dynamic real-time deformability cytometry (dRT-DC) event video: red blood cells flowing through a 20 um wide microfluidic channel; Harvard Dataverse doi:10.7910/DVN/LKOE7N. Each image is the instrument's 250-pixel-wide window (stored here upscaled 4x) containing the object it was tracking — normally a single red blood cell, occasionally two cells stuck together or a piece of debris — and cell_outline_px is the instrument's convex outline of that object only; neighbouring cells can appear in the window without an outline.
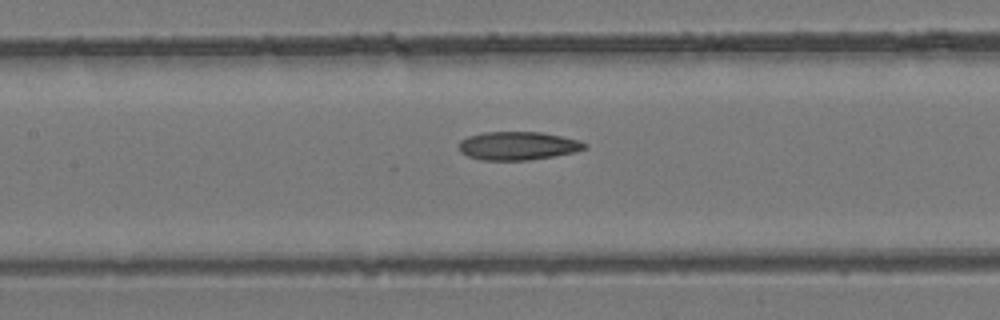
{"species": "common noctule bat (a hibernating species)", "species_latin": "Nyctalus noctula", "temperature_condition": "room temperature", "stored_images_in_passage": 18, "camera_frame_rate_fps": 3000, "um_per_image_px": 0.085, "animal": {"sex": "female", "body_mass_g": 24.6, "forearm_length_mm": 56.2}, "frame": {"image": 1, "passage_image": 16, "time_ms": 5.0, "image_size_px": [1000, 320], "cell_outline_px": [[588, 148], [576, 152], [528, 160], [480, 160], [468, 156], [460, 152], [460, 140], [468, 136], [484, 132], [544, 132], [580, 140], [588, 144]], "centroid_in_image_um": [44.06, 12.39], "position_along_channel_um": 163.3, "area_um2": 20.92}}